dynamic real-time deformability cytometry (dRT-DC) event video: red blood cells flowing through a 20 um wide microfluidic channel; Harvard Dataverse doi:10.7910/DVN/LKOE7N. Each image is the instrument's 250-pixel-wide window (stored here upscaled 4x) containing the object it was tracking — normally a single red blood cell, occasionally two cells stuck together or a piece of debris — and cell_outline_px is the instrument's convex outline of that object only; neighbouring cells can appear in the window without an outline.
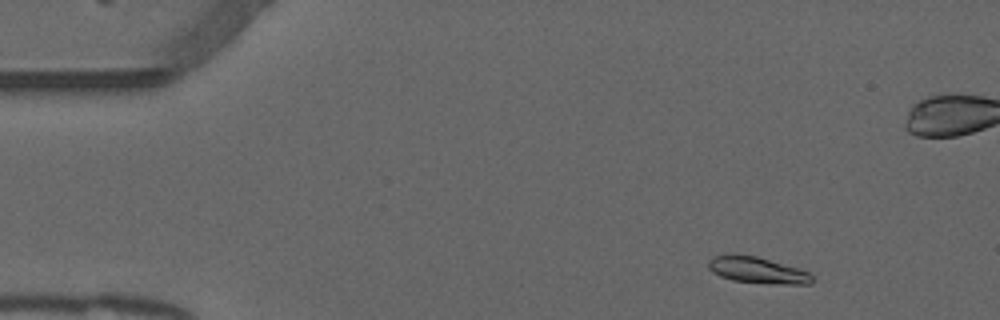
{"species": "common noctule bat (a hibernating species)", "species_latin": "Nyctalus noctula", "temperature_condition": "warm", "stored_images_in_passage": 54, "camera_frame_rate_fps": 3000, "um_per_image_px": 0.085, "animal": {"sex": "male", "forearm_length_mm": 52.5}, "frame": {"image": 1, "passage_image": 6, "time_ms": 1.667, "image_size_px": [1000, 320], "cell_outline_px": [[812, 284], [784, 284], [732, 280], [720, 276], [712, 272], [708, 268], [708, 260], [712, 256], [732, 252], [756, 256], [796, 268], [808, 272], [812, 276]], "centroid_in_image_um": [64.29, 22.93], "position_along_channel_um": 20.7, "area_um2": 15.9}}
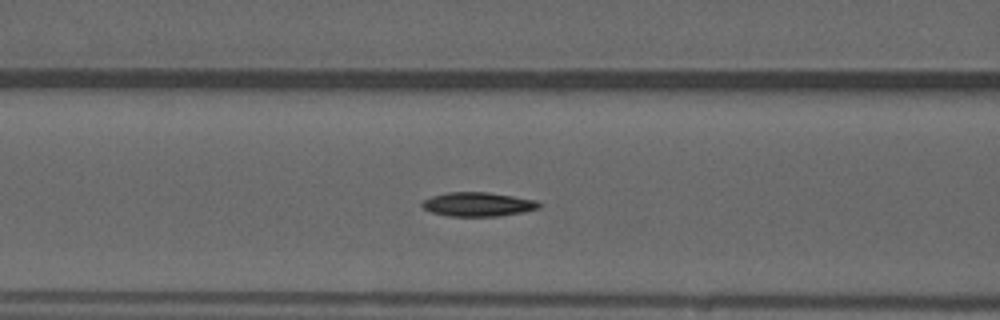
{"frame": {"image": 2, "passage_image": 21, "time_ms": 6.667, "image_size_px": [1000, 320], "cell_outline_px": [[544, 204], [540, 208], [524, 212], [496, 216], [448, 216], [432, 212], [424, 208], [420, 204], [424, 200], [432, 196], [448, 192], [488, 192], [536, 200]], "centroid_in_image_um": [40.66, 17.36], "position_along_channel_um": 125.9, "area_um2": 16.42}}
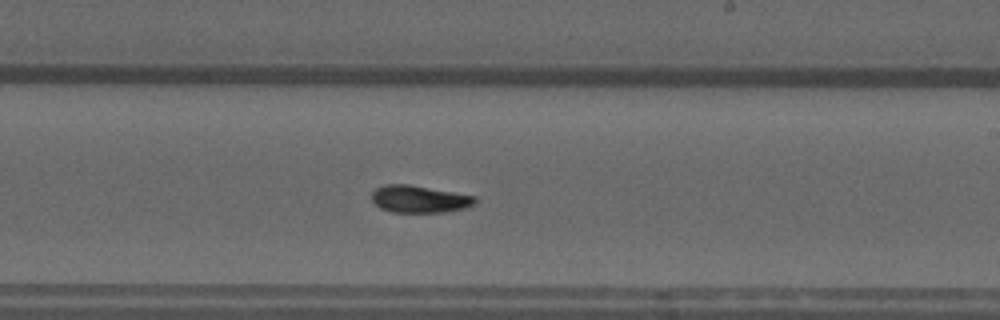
{"frame": {"image": 3, "passage_image": 31, "time_ms": 10.0, "image_size_px": [1000, 320], "cell_outline_px": [[476, 204], [464, 208], [444, 212], [392, 212], [380, 208], [372, 200], [372, 192], [376, 188], [384, 184], [408, 184], [476, 196]], "centroid_in_image_um": [35.64, 16.92], "position_along_channel_um": 253.4, "area_um2": 16.36}, "authors_computed_cell_mechanics": {"area_um2": 16.0395, "velocity_mm_per_s": 3.8344, "shape_relaxation_time_tau1_ms": 5.2069, "shape_relaxation_time_tau2_ms": 3.6727, "deformation_change_tau1": 0.1927, "deformation_change_tau2": 0.0772}}